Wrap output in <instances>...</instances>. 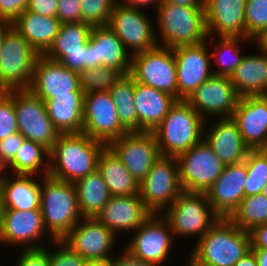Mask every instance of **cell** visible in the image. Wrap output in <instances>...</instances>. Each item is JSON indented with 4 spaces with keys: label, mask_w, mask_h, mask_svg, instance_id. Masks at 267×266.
Wrapping results in <instances>:
<instances>
[{
    "label": "cell",
    "mask_w": 267,
    "mask_h": 266,
    "mask_svg": "<svg viewBox=\"0 0 267 266\" xmlns=\"http://www.w3.org/2000/svg\"><path fill=\"white\" fill-rule=\"evenodd\" d=\"M105 146L84 133L60 134L50 150L48 175L75 183L97 169L99 154Z\"/></svg>",
    "instance_id": "obj_1"
},
{
    "label": "cell",
    "mask_w": 267,
    "mask_h": 266,
    "mask_svg": "<svg viewBox=\"0 0 267 266\" xmlns=\"http://www.w3.org/2000/svg\"><path fill=\"white\" fill-rule=\"evenodd\" d=\"M195 245L188 259L194 266H234L252 247L250 232L228 218L219 219Z\"/></svg>",
    "instance_id": "obj_2"
},
{
    "label": "cell",
    "mask_w": 267,
    "mask_h": 266,
    "mask_svg": "<svg viewBox=\"0 0 267 266\" xmlns=\"http://www.w3.org/2000/svg\"><path fill=\"white\" fill-rule=\"evenodd\" d=\"M156 10L160 34V37L156 35L158 46L173 49L205 40L211 45L214 43L215 40L207 34L204 7L179 6L162 0Z\"/></svg>",
    "instance_id": "obj_3"
},
{
    "label": "cell",
    "mask_w": 267,
    "mask_h": 266,
    "mask_svg": "<svg viewBox=\"0 0 267 266\" xmlns=\"http://www.w3.org/2000/svg\"><path fill=\"white\" fill-rule=\"evenodd\" d=\"M40 210L47 232L54 241H61L79 223L82 216L78 207L74 183L48 176L41 177Z\"/></svg>",
    "instance_id": "obj_4"
},
{
    "label": "cell",
    "mask_w": 267,
    "mask_h": 266,
    "mask_svg": "<svg viewBox=\"0 0 267 266\" xmlns=\"http://www.w3.org/2000/svg\"><path fill=\"white\" fill-rule=\"evenodd\" d=\"M204 120L185 100H176L152 132L162 156H177L203 140Z\"/></svg>",
    "instance_id": "obj_5"
},
{
    "label": "cell",
    "mask_w": 267,
    "mask_h": 266,
    "mask_svg": "<svg viewBox=\"0 0 267 266\" xmlns=\"http://www.w3.org/2000/svg\"><path fill=\"white\" fill-rule=\"evenodd\" d=\"M39 54L10 25L4 33L0 57V91L29 89Z\"/></svg>",
    "instance_id": "obj_6"
},
{
    "label": "cell",
    "mask_w": 267,
    "mask_h": 266,
    "mask_svg": "<svg viewBox=\"0 0 267 266\" xmlns=\"http://www.w3.org/2000/svg\"><path fill=\"white\" fill-rule=\"evenodd\" d=\"M163 215L172 234L200 240L221 217L213 210L204 192L182 191Z\"/></svg>",
    "instance_id": "obj_7"
},
{
    "label": "cell",
    "mask_w": 267,
    "mask_h": 266,
    "mask_svg": "<svg viewBox=\"0 0 267 266\" xmlns=\"http://www.w3.org/2000/svg\"><path fill=\"white\" fill-rule=\"evenodd\" d=\"M183 191L175 156H160L139 184V195L152 214L165 211Z\"/></svg>",
    "instance_id": "obj_8"
},
{
    "label": "cell",
    "mask_w": 267,
    "mask_h": 266,
    "mask_svg": "<svg viewBox=\"0 0 267 266\" xmlns=\"http://www.w3.org/2000/svg\"><path fill=\"white\" fill-rule=\"evenodd\" d=\"M129 75L135 82L167 92L177 99V72L172 48L156 46L132 55Z\"/></svg>",
    "instance_id": "obj_9"
},
{
    "label": "cell",
    "mask_w": 267,
    "mask_h": 266,
    "mask_svg": "<svg viewBox=\"0 0 267 266\" xmlns=\"http://www.w3.org/2000/svg\"><path fill=\"white\" fill-rule=\"evenodd\" d=\"M183 191L204 192L221 175L225 165L202 140L176 156Z\"/></svg>",
    "instance_id": "obj_10"
},
{
    "label": "cell",
    "mask_w": 267,
    "mask_h": 266,
    "mask_svg": "<svg viewBox=\"0 0 267 266\" xmlns=\"http://www.w3.org/2000/svg\"><path fill=\"white\" fill-rule=\"evenodd\" d=\"M18 132L25 140L43 145L49 151L60 133L48 116L44 101L29 89L14 90Z\"/></svg>",
    "instance_id": "obj_11"
},
{
    "label": "cell",
    "mask_w": 267,
    "mask_h": 266,
    "mask_svg": "<svg viewBox=\"0 0 267 266\" xmlns=\"http://www.w3.org/2000/svg\"><path fill=\"white\" fill-rule=\"evenodd\" d=\"M108 27L115 32L127 50H133L132 55L158 46L156 30L149 15L141 9L117 1L113 6Z\"/></svg>",
    "instance_id": "obj_12"
},
{
    "label": "cell",
    "mask_w": 267,
    "mask_h": 266,
    "mask_svg": "<svg viewBox=\"0 0 267 266\" xmlns=\"http://www.w3.org/2000/svg\"><path fill=\"white\" fill-rule=\"evenodd\" d=\"M140 184L154 162L161 156L154 134L150 131H132L107 145Z\"/></svg>",
    "instance_id": "obj_13"
},
{
    "label": "cell",
    "mask_w": 267,
    "mask_h": 266,
    "mask_svg": "<svg viewBox=\"0 0 267 266\" xmlns=\"http://www.w3.org/2000/svg\"><path fill=\"white\" fill-rule=\"evenodd\" d=\"M128 132L119 121L117 108L109 92L84 95L82 133L106 146Z\"/></svg>",
    "instance_id": "obj_14"
},
{
    "label": "cell",
    "mask_w": 267,
    "mask_h": 266,
    "mask_svg": "<svg viewBox=\"0 0 267 266\" xmlns=\"http://www.w3.org/2000/svg\"><path fill=\"white\" fill-rule=\"evenodd\" d=\"M152 214L135 231L125 250L137 259L161 265L170 255L173 234L165 218Z\"/></svg>",
    "instance_id": "obj_15"
},
{
    "label": "cell",
    "mask_w": 267,
    "mask_h": 266,
    "mask_svg": "<svg viewBox=\"0 0 267 266\" xmlns=\"http://www.w3.org/2000/svg\"><path fill=\"white\" fill-rule=\"evenodd\" d=\"M239 97L229 76L212 75L185 101L206 120V114L232 118Z\"/></svg>",
    "instance_id": "obj_16"
},
{
    "label": "cell",
    "mask_w": 267,
    "mask_h": 266,
    "mask_svg": "<svg viewBox=\"0 0 267 266\" xmlns=\"http://www.w3.org/2000/svg\"><path fill=\"white\" fill-rule=\"evenodd\" d=\"M206 40L195 45L173 48L177 72V100H186L203 82L213 75L211 56Z\"/></svg>",
    "instance_id": "obj_17"
},
{
    "label": "cell",
    "mask_w": 267,
    "mask_h": 266,
    "mask_svg": "<svg viewBox=\"0 0 267 266\" xmlns=\"http://www.w3.org/2000/svg\"><path fill=\"white\" fill-rule=\"evenodd\" d=\"M116 236L95 217H82L61 241L85 260H102L113 258L110 251Z\"/></svg>",
    "instance_id": "obj_18"
},
{
    "label": "cell",
    "mask_w": 267,
    "mask_h": 266,
    "mask_svg": "<svg viewBox=\"0 0 267 266\" xmlns=\"http://www.w3.org/2000/svg\"><path fill=\"white\" fill-rule=\"evenodd\" d=\"M29 90L42 100H48L57 95H71L72 92H83L78 72L44 55H39L36 59Z\"/></svg>",
    "instance_id": "obj_19"
},
{
    "label": "cell",
    "mask_w": 267,
    "mask_h": 266,
    "mask_svg": "<svg viewBox=\"0 0 267 266\" xmlns=\"http://www.w3.org/2000/svg\"><path fill=\"white\" fill-rule=\"evenodd\" d=\"M46 231L40 209H3L0 244H18L22 247L26 244L23 249L43 248L44 244L39 245L37 241L45 237Z\"/></svg>",
    "instance_id": "obj_20"
},
{
    "label": "cell",
    "mask_w": 267,
    "mask_h": 266,
    "mask_svg": "<svg viewBox=\"0 0 267 266\" xmlns=\"http://www.w3.org/2000/svg\"><path fill=\"white\" fill-rule=\"evenodd\" d=\"M232 119L251 150L267 147V95L239 97Z\"/></svg>",
    "instance_id": "obj_21"
},
{
    "label": "cell",
    "mask_w": 267,
    "mask_h": 266,
    "mask_svg": "<svg viewBox=\"0 0 267 266\" xmlns=\"http://www.w3.org/2000/svg\"><path fill=\"white\" fill-rule=\"evenodd\" d=\"M246 180L244 162L225 165L221 175L206 192L211 207L221 218H228L245 197Z\"/></svg>",
    "instance_id": "obj_22"
},
{
    "label": "cell",
    "mask_w": 267,
    "mask_h": 266,
    "mask_svg": "<svg viewBox=\"0 0 267 266\" xmlns=\"http://www.w3.org/2000/svg\"><path fill=\"white\" fill-rule=\"evenodd\" d=\"M152 213L139 194L111 196L95 217L115 235L121 231L136 230Z\"/></svg>",
    "instance_id": "obj_23"
},
{
    "label": "cell",
    "mask_w": 267,
    "mask_h": 266,
    "mask_svg": "<svg viewBox=\"0 0 267 266\" xmlns=\"http://www.w3.org/2000/svg\"><path fill=\"white\" fill-rule=\"evenodd\" d=\"M246 0H205V19L208 37L246 38Z\"/></svg>",
    "instance_id": "obj_24"
},
{
    "label": "cell",
    "mask_w": 267,
    "mask_h": 266,
    "mask_svg": "<svg viewBox=\"0 0 267 266\" xmlns=\"http://www.w3.org/2000/svg\"><path fill=\"white\" fill-rule=\"evenodd\" d=\"M91 68L112 67L122 75L130 73L132 54L108 26L92 27L90 36Z\"/></svg>",
    "instance_id": "obj_25"
},
{
    "label": "cell",
    "mask_w": 267,
    "mask_h": 266,
    "mask_svg": "<svg viewBox=\"0 0 267 266\" xmlns=\"http://www.w3.org/2000/svg\"><path fill=\"white\" fill-rule=\"evenodd\" d=\"M212 125L206 134L203 132V140L223 164L244 162L251 149L245 144L237 123L232 118H217Z\"/></svg>",
    "instance_id": "obj_26"
},
{
    "label": "cell",
    "mask_w": 267,
    "mask_h": 266,
    "mask_svg": "<svg viewBox=\"0 0 267 266\" xmlns=\"http://www.w3.org/2000/svg\"><path fill=\"white\" fill-rule=\"evenodd\" d=\"M134 100L138 131L153 132L177 99L167 92L135 82Z\"/></svg>",
    "instance_id": "obj_27"
},
{
    "label": "cell",
    "mask_w": 267,
    "mask_h": 266,
    "mask_svg": "<svg viewBox=\"0 0 267 266\" xmlns=\"http://www.w3.org/2000/svg\"><path fill=\"white\" fill-rule=\"evenodd\" d=\"M11 25L39 55H43L59 32L61 21L57 17L42 16L25 10Z\"/></svg>",
    "instance_id": "obj_28"
},
{
    "label": "cell",
    "mask_w": 267,
    "mask_h": 266,
    "mask_svg": "<svg viewBox=\"0 0 267 266\" xmlns=\"http://www.w3.org/2000/svg\"><path fill=\"white\" fill-rule=\"evenodd\" d=\"M258 48L262 54L244 56L241 64L230 76L240 97L267 95V52L259 45Z\"/></svg>",
    "instance_id": "obj_29"
},
{
    "label": "cell",
    "mask_w": 267,
    "mask_h": 266,
    "mask_svg": "<svg viewBox=\"0 0 267 266\" xmlns=\"http://www.w3.org/2000/svg\"><path fill=\"white\" fill-rule=\"evenodd\" d=\"M49 118L60 134L82 133L84 93L57 95L43 100Z\"/></svg>",
    "instance_id": "obj_30"
},
{
    "label": "cell",
    "mask_w": 267,
    "mask_h": 266,
    "mask_svg": "<svg viewBox=\"0 0 267 266\" xmlns=\"http://www.w3.org/2000/svg\"><path fill=\"white\" fill-rule=\"evenodd\" d=\"M8 177L6 175L0 180L3 208L21 211L40 209L41 184L33 180V175Z\"/></svg>",
    "instance_id": "obj_31"
},
{
    "label": "cell",
    "mask_w": 267,
    "mask_h": 266,
    "mask_svg": "<svg viewBox=\"0 0 267 266\" xmlns=\"http://www.w3.org/2000/svg\"><path fill=\"white\" fill-rule=\"evenodd\" d=\"M111 196L139 194V184L115 153L105 146L97 160V169Z\"/></svg>",
    "instance_id": "obj_32"
},
{
    "label": "cell",
    "mask_w": 267,
    "mask_h": 266,
    "mask_svg": "<svg viewBox=\"0 0 267 266\" xmlns=\"http://www.w3.org/2000/svg\"><path fill=\"white\" fill-rule=\"evenodd\" d=\"M74 185L82 217H96L111 197L97 170L77 180Z\"/></svg>",
    "instance_id": "obj_33"
},
{
    "label": "cell",
    "mask_w": 267,
    "mask_h": 266,
    "mask_svg": "<svg viewBox=\"0 0 267 266\" xmlns=\"http://www.w3.org/2000/svg\"><path fill=\"white\" fill-rule=\"evenodd\" d=\"M91 30L92 26L84 22L61 23L52 45L43 55L59 62L66 55V51L83 48L88 42Z\"/></svg>",
    "instance_id": "obj_34"
},
{
    "label": "cell",
    "mask_w": 267,
    "mask_h": 266,
    "mask_svg": "<svg viewBox=\"0 0 267 266\" xmlns=\"http://www.w3.org/2000/svg\"><path fill=\"white\" fill-rule=\"evenodd\" d=\"M117 108L121 125L128 131H138V117L134 100L135 81L129 75H122L109 91Z\"/></svg>",
    "instance_id": "obj_35"
},
{
    "label": "cell",
    "mask_w": 267,
    "mask_h": 266,
    "mask_svg": "<svg viewBox=\"0 0 267 266\" xmlns=\"http://www.w3.org/2000/svg\"><path fill=\"white\" fill-rule=\"evenodd\" d=\"M49 156L50 151L43 145L30 140H25L19 147L14 159L8 164V168H12L14 172H16L15 174H41L40 176L45 177L48 176L49 162L44 161V159L47 158L49 160Z\"/></svg>",
    "instance_id": "obj_36"
},
{
    "label": "cell",
    "mask_w": 267,
    "mask_h": 266,
    "mask_svg": "<svg viewBox=\"0 0 267 266\" xmlns=\"http://www.w3.org/2000/svg\"><path fill=\"white\" fill-rule=\"evenodd\" d=\"M228 219L246 232L267 223V197L262 193L244 197Z\"/></svg>",
    "instance_id": "obj_37"
},
{
    "label": "cell",
    "mask_w": 267,
    "mask_h": 266,
    "mask_svg": "<svg viewBox=\"0 0 267 266\" xmlns=\"http://www.w3.org/2000/svg\"><path fill=\"white\" fill-rule=\"evenodd\" d=\"M253 42L249 38L241 37H220V40L214 44V49H217L210 54L213 57L214 62L221 66L216 71H212L213 75L221 76H231L235 69L241 64V61L245 55H241V47H239V42ZM220 49V50H219ZM227 53V54H226ZM232 54L233 59L227 57V55Z\"/></svg>",
    "instance_id": "obj_38"
},
{
    "label": "cell",
    "mask_w": 267,
    "mask_h": 266,
    "mask_svg": "<svg viewBox=\"0 0 267 266\" xmlns=\"http://www.w3.org/2000/svg\"><path fill=\"white\" fill-rule=\"evenodd\" d=\"M244 163L247 169V180L244 185L245 197L262 193L267 183V151L250 150Z\"/></svg>",
    "instance_id": "obj_39"
},
{
    "label": "cell",
    "mask_w": 267,
    "mask_h": 266,
    "mask_svg": "<svg viewBox=\"0 0 267 266\" xmlns=\"http://www.w3.org/2000/svg\"><path fill=\"white\" fill-rule=\"evenodd\" d=\"M79 75L80 86L84 95L109 92L122 76L118 70L107 66L84 69Z\"/></svg>",
    "instance_id": "obj_40"
},
{
    "label": "cell",
    "mask_w": 267,
    "mask_h": 266,
    "mask_svg": "<svg viewBox=\"0 0 267 266\" xmlns=\"http://www.w3.org/2000/svg\"><path fill=\"white\" fill-rule=\"evenodd\" d=\"M246 38L257 41L267 31V0H246Z\"/></svg>",
    "instance_id": "obj_41"
},
{
    "label": "cell",
    "mask_w": 267,
    "mask_h": 266,
    "mask_svg": "<svg viewBox=\"0 0 267 266\" xmlns=\"http://www.w3.org/2000/svg\"><path fill=\"white\" fill-rule=\"evenodd\" d=\"M118 0H81L82 22L92 27L108 26Z\"/></svg>",
    "instance_id": "obj_42"
},
{
    "label": "cell",
    "mask_w": 267,
    "mask_h": 266,
    "mask_svg": "<svg viewBox=\"0 0 267 266\" xmlns=\"http://www.w3.org/2000/svg\"><path fill=\"white\" fill-rule=\"evenodd\" d=\"M17 132L14 90L0 91V140Z\"/></svg>",
    "instance_id": "obj_43"
},
{
    "label": "cell",
    "mask_w": 267,
    "mask_h": 266,
    "mask_svg": "<svg viewBox=\"0 0 267 266\" xmlns=\"http://www.w3.org/2000/svg\"><path fill=\"white\" fill-rule=\"evenodd\" d=\"M59 62L66 68L78 73L91 68L90 39L80 50L66 51V55Z\"/></svg>",
    "instance_id": "obj_44"
},
{
    "label": "cell",
    "mask_w": 267,
    "mask_h": 266,
    "mask_svg": "<svg viewBox=\"0 0 267 266\" xmlns=\"http://www.w3.org/2000/svg\"><path fill=\"white\" fill-rule=\"evenodd\" d=\"M54 243L55 246L58 245V250L50 253V266H84L86 260L83 257L72 251L62 241H54Z\"/></svg>",
    "instance_id": "obj_45"
},
{
    "label": "cell",
    "mask_w": 267,
    "mask_h": 266,
    "mask_svg": "<svg viewBox=\"0 0 267 266\" xmlns=\"http://www.w3.org/2000/svg\"><path fill=\"white\" fill-rule=\"evenodd\" d=\"M16 266H50V250L22 248Z\"/></svg>",
    "instance_id": "obj_46"
},
{
    "label": "cell",
    "mask_w": 267,
    "mask_h": 266,
    "mask_svg": "<svg viewBox=\"0 0 267 266\" xmlns=\"http://www.w3.org/2000/svg\"><path fill=\"white\" fill-rule=\"evenodd\" d=\"M56 17L61 23L82 22L81 0H58Z\"/></svg>",
    "instance_id": "obj_47"
},
{
    "label": "cell",
    "mask_w": 267,
    "mask_h": 266,
    "mask_svg": "<svg viewBox=\"0 0 267 266\" xmlns=\"http://www.w3.org/2000/svg\"><path fill=\"white\" fill-rule=\"evenodd\" d=\"M29 0H0V21L12 23L25 10Z\"/></svg>",
    "instance_id": "obj_48"
},
{
    "label": "cell",
    "mask_w": 267,
    "mask_h": 266,
    "mask_svg": "<svg viewBox=\"0 0 267 266\" xmlns=\"http://www.w3.org/2000/svg\"><path fill=\"white\" fill-rule=\"evenodd\" d=\"M24 141L25 137L20 132L0 140V153L7 164L14 159L19 147Z\"/></svg>",
    "instance_id": "obj_49"
},
{
    "label": "cell",
    "mask_w": 267,
    "mask_h": 266,
    "mask_svg": "<svg viewBox=\"0 0 267 266\" xmlns=\"http://www.w3.org/2000/svg\"><path fill=\"white\" fill-rule=\"evenodd\" d=\"M58 0H29L27 10L42 16L56 17Z\"/></svg>",
    "instance_id": "obj_50"
},
{
    "label": "cell",
    "mask_w": 267,
    "mask_h": 266,
    "mask_svg": "<svg viewBox=\"0 0 267 266\" xmlns=\"http://www.w3.org/2000/svg\"><path fill=\"white\" fill-rule=\"evenodd\" d=\"M251 249H267V223L259 225L250 231Z\"/></svg>",
    "instance_id": "obj_51"
},
{
    "label": "cell",
    "mask_w": 267,
    "mask_h": 266,
    "mask_svg": "<svg viewBox=\"0 0 267 266\" xmlns=\"http://www.w3.org/2000/svg\"><path fill=\"white\" fill-rule=\"evenodd\" d=\"M121 254L113 258V266H157L133 257L126 250H124Z\"/></svg>",
    "instance_id": "obj_52"
},
{
    "label": "cell",
    "mask_w": 267,
    "mask_h": 266,
    "mask_svg": "<svg viewBox=\"0 0 267 266\" xmlns=\"http://www.w3.org/2000/svg\"><path fill=\"white\" fill-rule=\"evenodd\" d=\"M162 0H123L122 3L123 5L129 6V7H135L137 9H144V7H147L148 5H155L157 8L158 5L161 3ZM142 7V8H141Z\"/></svg>",
    "instance_id": "obj_53"
},
{
    "label": "cell",
    "mask_w": 267,
    "mask_h": 266,
    "mask_svg": "<svg viewBox=\"0 0 267 266\" xmlns=\"http://www.w3.org/2000/svg\"><path fill=\"white\" fill-rule=\"evenodd\" d=\"M234 266H258V261L254 251L251 249L242 258H240Z\"/></svg>",
    "instance_id": "obj_54"
},
{
    "label": "cell",
    "mask_w": 267,
    "mask_h": 266,
    "mask_svg": "<svg viewBox=\"0 0 267 266\" xmlns=\"http://www.w3.org/2000/svg\"><path fill=\"white\" fill-rule=\"evenodd\" d=\"M179 6L205 7V0H165Z\"/></svg>",
    "instance_id": "obj_55"
},
{
    "label": "cell",
    "mask_w": 267,
    "mask_h": 266,
    "mask_svg": "<svg viewBox=\"0 0 267 266\" xmlns=\"http://www.w3.org/2000/svg\"><path fill=\"white\" fill-rule=\"evenodd\" d=\"M256 255L258 266H267V249H252Z\"/></svg>",
    "instance_id": "obj_56"
},
{
    "label": "cell",
    "mask_w": 267,
    "mask_h": 266,
    "mask_svg": "<svg viewBox=\"0 0 267 266\" xmlns=\"http://www.w3.org/2000/svg\"><path fill=\"white\" fill-rule=\"evenodd\" d=\"M84 266H113V258L102 260H86Z\"/></svg>",
    "instance_id": "obj_57"
},
{
    "label": "cell",
    "mask_w": 267,
    "mask_h": 266,
    "mask_svg": "<svg viewBox=\"0 0 267 266\" xmlns=\"http://www.w3.org/2000/svg\"><path fill=\"white\" fill-rule=\"evenodd\" d=\"M10 23L0 21V57L2 52V43L4 39L5 30L10 26Z\"/></svg>",
    "instance_id": "obj_58"
},
{
    "label": "cell",
    "mask_w": 267,
    "mask_h": 266,
    "mask_svg": "<svg viewBox=\"0 0 267 266\" xmlns=\"http://www.w3.org/2000/svg\"><path fill=\"white\" fill-rule=\"evenodd\" d=\"M256 44L267 52V31L257 40Z\"/></svg>",
    "instance_id": "obj_59"
},
{
    "label": "cell",
    "mask_w": 267,
    "mask_h": 266,
    "mask_svg": "<svg viewBox=\"0 0 267 266\" xmlns=\"http://www.w3.org/2000/svg\"><path fill=\"white\" fill-rule=\"evenodd\" d=\"M9 167L8 164L3 159L1 153H0V180L5 177L6 175V168ZM5 172V173H4ZM4 174V175H3Z\"/></svg>",
    "instance_id": "obj_60"
},
{
    "label": "cell",
    "mask_w": 267,
    "mask_h": 266,
    "mask_svg": "<svg viewBox=\"0 0 267 266\" xmlns=\"http://www.w3.org/2000/svg\"><path fill=\"white\" fill-rule=\"evenodd\" d=\"M3 201H2V194H1V189H0V229L2 225V215H3Z\"/></svg>",
    "instance_id": "obj_61"
},
{
    "label": "cell",
    "mask_w": 267,
    "mask_h": 266,
    "mask_svg": "<svg viewBox=\"0 0 267 266\" xmlns=\"http://www.w3.org/2000/svg\"><path fill=\"white\" fill-rule=\"evenodd\" d=\"M262 194L267 197V183H266V187L262 190Z\"/></svg>",
    "instance_id": "obj_62"
},
{
    "label": "cell",
    "mask_w": 267,
    "mask_h": 266,
    "mask_svg": "<svg viewBox=\"0 0 267 266\" xmlns=\"http://www.w3.org/2000/svg\"><path fill=\"white\" fill-rule=\"evenodd\" d=\"M187 266H194V264L189 260Z\"/></svg>",
    "instance_id": "obj_63"
}]
</instances>
